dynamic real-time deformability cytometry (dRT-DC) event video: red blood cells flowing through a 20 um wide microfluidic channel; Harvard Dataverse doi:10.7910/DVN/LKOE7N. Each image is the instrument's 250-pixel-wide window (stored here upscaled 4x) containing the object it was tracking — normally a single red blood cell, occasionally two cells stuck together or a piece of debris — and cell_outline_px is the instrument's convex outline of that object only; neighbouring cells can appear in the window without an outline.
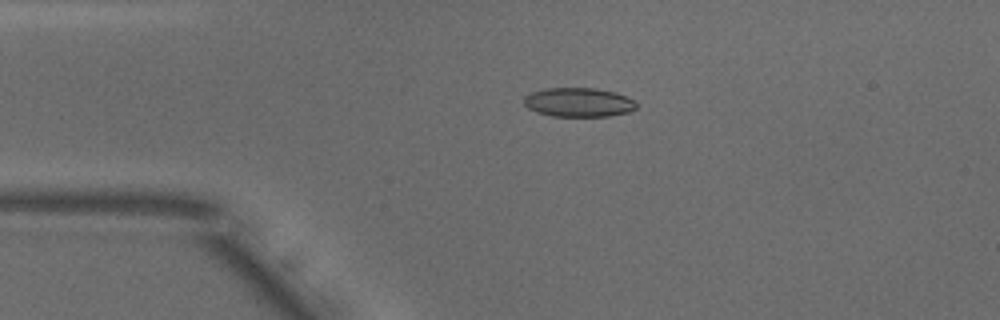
{"species": "common noctule bat (a hibernating species)", "species_latin": "Nyctalus noctula", "temperature_condition": "warm", "stored_images_in_passage": 51, "camera_frame_rate_fps": 3000, "um_per_image_px": 0.085, "animal": {"sex": "male", "body_mass_g": 18.8}, "frame": {"image": 1, "passage_image": 11, "time_ms": 3.333, "image_size_px": [1000, 320], "cell_outline_px": [[636, 108], [632, 112], [608, 116], [552, 116], [536, 112], [528, 108], [524, 104], [524, 96], [532, 92], [544, 88], [596, 88], [616, 92], [632, 100], [636, 104]], "centroid_in_image_um": [49.17, 8.7], "position_along_channel_um": 35.8, "area_um2": 19.13}}
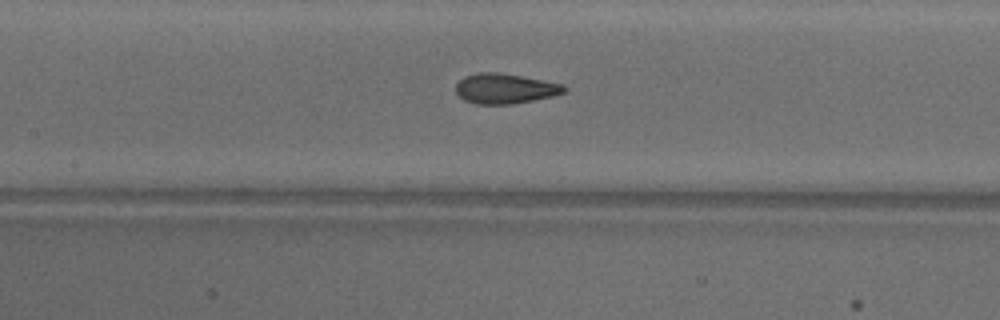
{"frame": {"image": 2, "passage_image": 23, "time_ms": 7.333, "image_size_px": [1000, 320], "cell_outline_px": [[568, 88], [564, 92], [552, 96], [512, 104], [476, 104], [464, 100], [456, 92], [456, 84], [464, 76], [480, 72], [496, 72], [520, 76], [564, 84]], "centroid_in_image_um": [42.91, 7.53], "position_along_channel_um": 164.5, "area_um2": 18.84}}
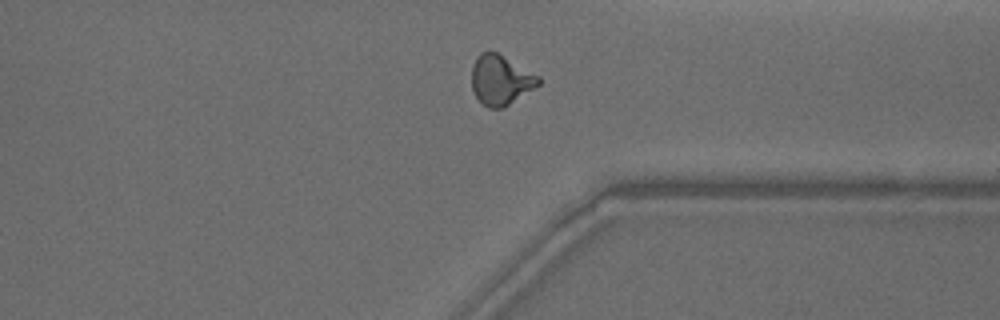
{"frame": {"image": 3, "passage_image": 39, "time_ms": 12.667, "image_size_px": [1000, 320], "cell_outline_px": [[540, 84], [504, 108], [488, 108], [476, 96], [472, 88], [472, 64], [476, 56], [480, 52], [496, 52], [540, 76]], "centroid_in_image_um": [42.55, 6.8], "position_along_channel_um": 368.9, "area_um2": 19.31}, "authors_computed_cell_mechanics": {"area_um2": 18.9584, "velocity_mm_per_s": 3.8869, "shape_relaxation_time_tau1_ms": 7.0166, "shape_relaxation_time_tau2_ms": 1.293, "deformation_change_tau1": 0.193, "deformation_change_tau2": 0.0862}}